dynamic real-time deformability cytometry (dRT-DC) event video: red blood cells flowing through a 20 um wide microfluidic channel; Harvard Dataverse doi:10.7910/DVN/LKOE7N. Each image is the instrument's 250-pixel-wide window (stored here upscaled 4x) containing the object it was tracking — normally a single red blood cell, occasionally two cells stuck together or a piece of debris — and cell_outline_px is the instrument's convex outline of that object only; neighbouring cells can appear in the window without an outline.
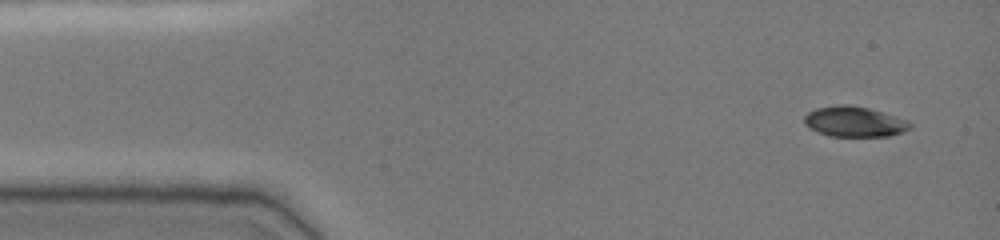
{"species": "common noctule bat (a hibernating species)", "species_latin": "Nyctalus noctula", "temperature_condition": "cold", "stored_images_in_passage": 47, "camera_frame_rate_fps": 3000, "um_per_image_px": 0.085, "animal": {"sex": "female", "body_mass_g": 19.0, "forearm_length_mm": 51.5}, "frame": {"image": 1, "passage_image": 1, "time_ms": 0.0, "image_size_px": [1000, 240], "cell_outline_px": [[912, 128], [904, 132], [888, 136], [828, 136], [816, 132], [808, 128], [804, 124], [804, 116], [808, 112], [816, 108], [836, 104], [848, 104], [868, 108], [904, 120], [912, 124]], "centroid_in_image_um": [72.55, 10.35], "position_along_channel_um": 12.4, "area_um2": 18.73}}
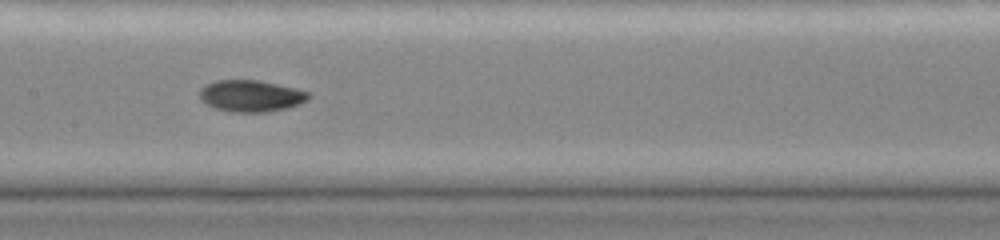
{"frame": {"image": 2, "passage_image": 22, "time_ms": 7.0, "image_size_px": [1000, 240], "cell_outline_px": [[312, 96], [308, 100], [300, 104], [288, 108], [268, 112], [232, 112], [212, 108], [200, 100], [200, 88], [204, 84], [216, 80], [260, 80], [296, 88], [308, 92]], "centroid_in_image_um": [21.33, 8.15], "position_along_channel_um": 186.1, "area_um2": 20.46}}
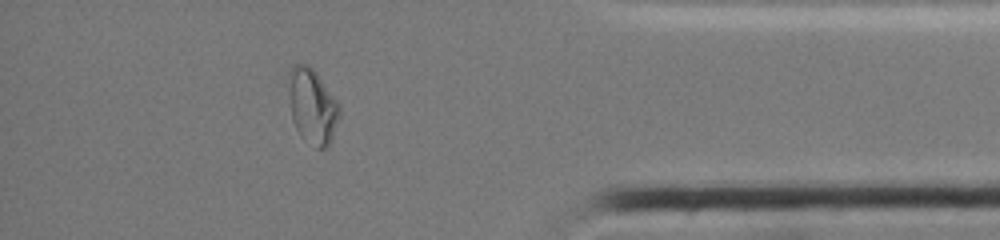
{"frame": {"image": 3, "passage_image": 41, "time_ms": 13.333, "image_size_px": [1000, 240], "cell_outline_px": [[340, 116], [332, 140], [324, 148], [316, 148], [300, 136], [292, 120], [288, 96], [288, 72], [292, 64], [308, 64], [316, 72], [336, 100], [340, 108]], "centroid_in_image_um": [26.52, 9.01], "position_along_channel_um": 408.7, "area_um2": 22.48}, "authors_computed_cell_mechanics": {"area_um2": 20.0566, "velocity_mm_per_s": 3.8251, "shape_relaxation_time_tau1_ms": null, "shape_relaxation_time_tau2_ms": 1.8965, "deformation_change_tau1": null, "deformation_change_tau2": 0.0411}}